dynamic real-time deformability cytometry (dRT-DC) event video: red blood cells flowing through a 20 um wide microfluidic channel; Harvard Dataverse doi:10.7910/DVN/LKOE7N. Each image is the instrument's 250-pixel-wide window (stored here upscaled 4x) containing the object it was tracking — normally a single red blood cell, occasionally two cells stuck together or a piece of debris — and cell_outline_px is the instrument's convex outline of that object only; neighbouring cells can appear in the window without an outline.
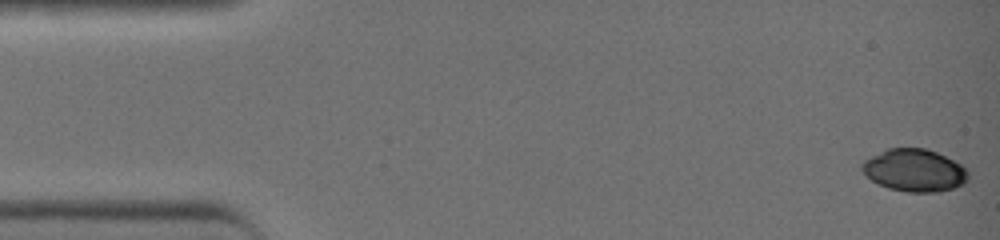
{"species": "common noctule bat (a hibernating species)", "species_latin": "Nyctalus noctula", "temperature_condition": "warm", "stored_images_in_passage": 42, "camera_frame_rate_fps": 3000, "um_per_image_px": 0.085, "animal": {"sex": "female", "body_mass_g": 19.0, "forearm_length_mm": 51.5}, "frame": {"image": 1, "passage_image": 1, "time_ms": 0.0, "image_size_px": [1000, 240], "cell_outline_px": [[968, 180], [964, 184], [940, 192], [908, 192], [888, 188], [872, 180], [860, 168], [860, 164], [864, 160], [888, 148], [928, 148], [960, 164], [968, 172]], "centroid_in_image_um": [77.73, 14.48], "position_along_channel_um": 7.3, "area_um2": 26.13}}
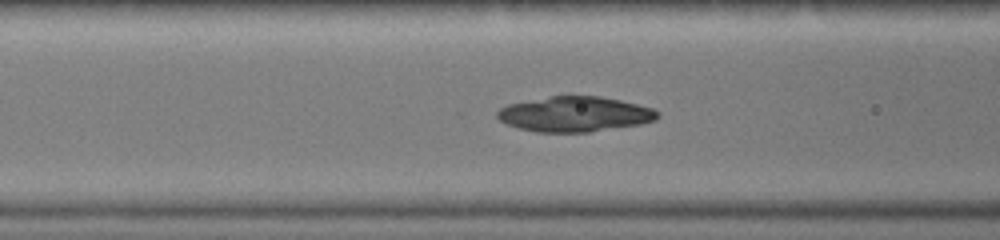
{"frame": {"image": 2, "passage_image": 17, "time_ms": 5.333, "image_size_px": [1000, 240], "cell_outline_px": [[660, 116], [656, 120], [640, 124], [588, 132], [536, 132], [520, 128], [508, 124], [500, 120], [496, 116], [496, 112], [500, 108], [508, 104], [548, 96], [600, 96], [620, 100], [652, 108], [660, 112]], "centroid_in_image_um": [48.86, 9.7], "position_along_channel_um": 117.7, "area_um2": 32.77}}
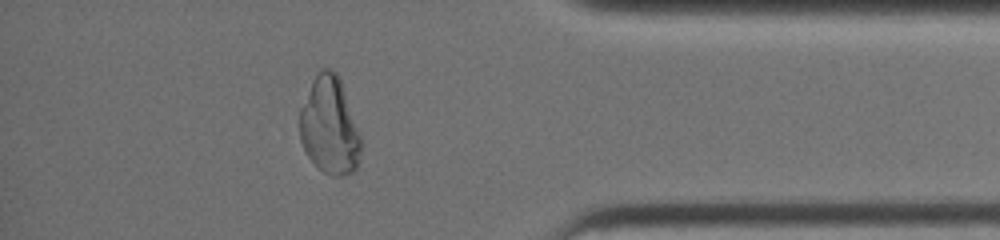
{"frame": {"image": 3, "passage_image": 37, "time_ms": 12.0, "image_size_px": [1000, 240], "cell_outline_px": [[364, 144], [356, 172], [340, 176], [332, 176], [324, 172], [308, 156], [300, 140], [300, 108], [312, 80], [316, 72], [320, 68], [332, 68], [340, 76], [360, 132]], "centroid_in_image_um": [28.06, 10.68], "position_along_channel_um": 407.1, "area_um2": 35.55}}